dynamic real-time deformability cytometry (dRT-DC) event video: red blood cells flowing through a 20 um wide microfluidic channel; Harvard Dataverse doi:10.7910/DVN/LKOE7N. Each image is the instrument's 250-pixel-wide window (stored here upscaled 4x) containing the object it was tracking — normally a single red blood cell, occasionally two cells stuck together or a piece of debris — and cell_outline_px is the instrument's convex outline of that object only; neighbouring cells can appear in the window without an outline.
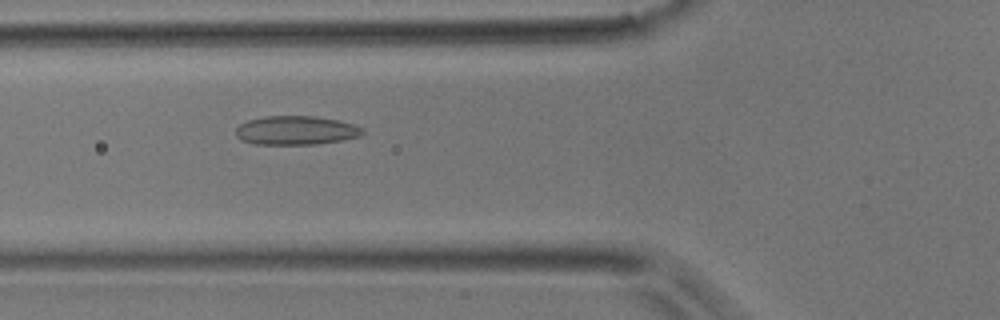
{"species": "common noctule bat (a hibernating species)", "species_latin": "Nyctalus noctula", "temperature_condition": "room temperature", "stored_images_in_passage": 44, "camera_frame_rate_fps": 3000, "um_per_image_px": 0.085, "animal": {"sex": "male", "body_mass_g": 17.9}, "frame": {"image": 1, "passage_image": 16, "time_ms": 5.0, "image_size_px": [1000, 320], "cell_outline_px": [[364, 132], [360, 136], [344, 140], [316, 144], [256, 144], [240, 140], [236, 136], [236, 128], [240, 124], [248, 120], [264, 116], [316, 116], [340, 120], [364, 128]], "centroid_in_image_um": [25.17, 11.08], "position_along_channel_um": 100.6, "area_um2": 21.5}}
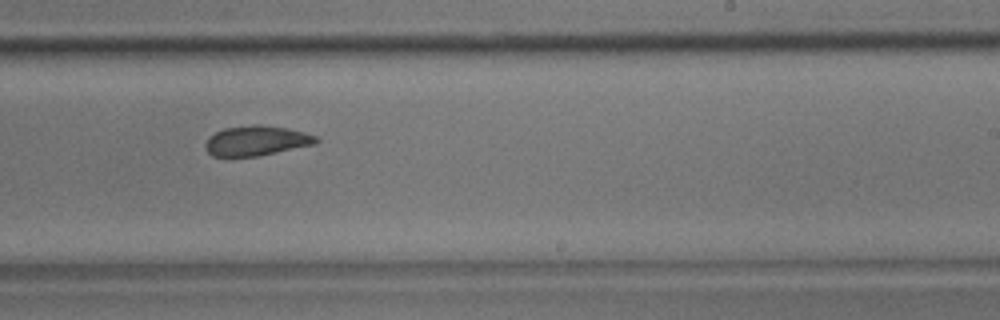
{"frame": {"image": 2, "passage_image": 27, "time_ms": 8.667, "image_size_px": [1000, 320], "cell_outline_px": [[320, 140], [316, 144], [260, 156], [212, 156], [208, 152], [204, 144], [208, 136], [224, 128], [252, 124], [260, 124], [284, 128], [304, 132], [316, 136]], "centroid_in_image_um": [21.79, 11.96], "position_along_channel_um": 267.2, "area_um2": 19.42}}
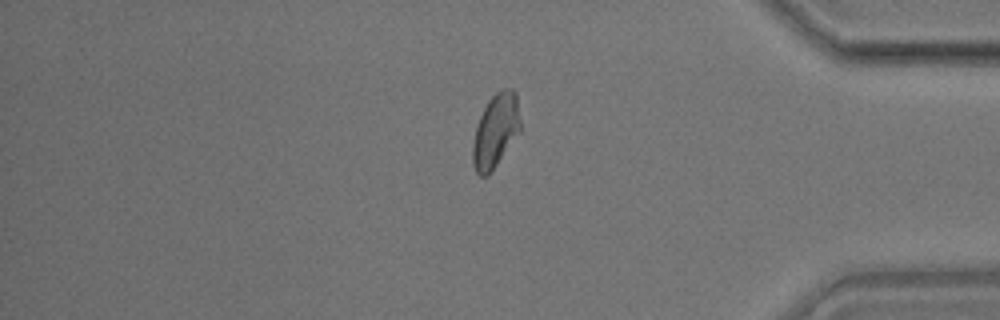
{"frame": {"image": 3, "passage_image": 37, "time_ms": 12.0, "image_size_px": [1000, 320], "cell_outline_px": [[520, 132], [496, 164], [484, 176], [480, 176], [476, 172], [472, 164], [472, 144], [476, 128], [480, 116], [488, 100], [496, 92], [504, 88], [512, 88], [516, 92], [520, 120]], "centroid_in_image_um": [42.12, 11.07], "position_along_channel_um": 393.1, "area_um2": 20.17}}